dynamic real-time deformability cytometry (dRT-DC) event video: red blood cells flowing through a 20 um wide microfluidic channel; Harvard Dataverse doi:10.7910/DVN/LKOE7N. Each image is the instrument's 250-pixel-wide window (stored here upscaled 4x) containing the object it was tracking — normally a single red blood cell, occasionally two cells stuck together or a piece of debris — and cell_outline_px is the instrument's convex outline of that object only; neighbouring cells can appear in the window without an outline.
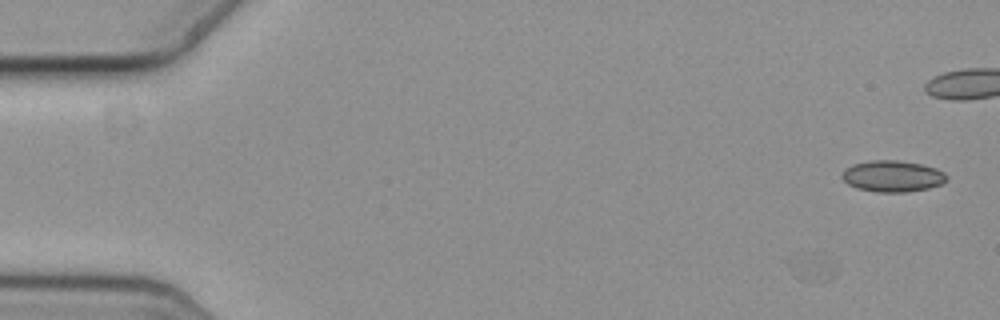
{"species": "common noctule bat (a hibernating species)", "species_latin": "Nyctalus noctula", "temperature_condition": "cold", "stored_images_in_passage": 2, "camera_frame_rate_fps": 3000, "um_per_image_px": 0.085, "animal": {"sex": "female", "body_mass_g": 19.3, "forearm_length_mm": 54.1}, "frame": {"image": 1, "passage_image": 2, "time_ms": 0.333, "image_size_px": [1000, 320], "cell_outline_px": [[948, 180], [940, 184], [928, 188], [908, 192], [876, 192], [856, 188], [848, 184], [840, 176], [844, 168], [852, 164], [872, 160], [896, 160], [920, 164], [936, 168], [944, 172], [948, 176]], "centroid_in_image_um": [75.84, 14.97], "position_along_channel_um": 9.2, "area_um2": 19.25}}